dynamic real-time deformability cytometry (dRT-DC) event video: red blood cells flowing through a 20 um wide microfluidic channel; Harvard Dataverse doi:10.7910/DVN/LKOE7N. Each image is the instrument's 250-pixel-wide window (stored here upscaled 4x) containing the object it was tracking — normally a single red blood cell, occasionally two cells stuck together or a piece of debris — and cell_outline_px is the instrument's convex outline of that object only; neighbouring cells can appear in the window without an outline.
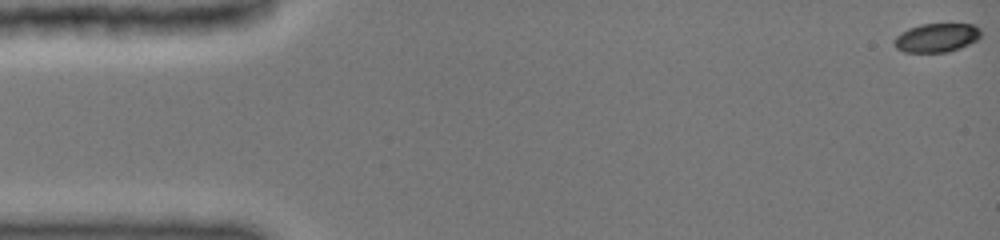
{"species": "common noctule bat (a hibernating species)", "species_latin": "Nyctalus noctula", "temperature_condition": "cold", "stored_images_in_passage": 11, "camera_frame_rate_fps": 3000, "um_per_image_px": 0.085, "animal": {"sex": "female", "body_mass_g": 19.0, "forearm_length_mm": 51.5}, "frame": {"image": 1, "passage_image": 1, "time_ms": 0.0, "image_size_px": [1000, 240], "cell_outline_px": [[980, 36], [976, 40], [960, 48], [944, 52], [904, 52], [896, 48], [896, 36], [908, 28], [920, 24], [972, 24], [980, 28]], "centroid_in_image_um": [79.62, 3.2], "position_along_channel_um": 5.4, "area_um2": 14.33}}
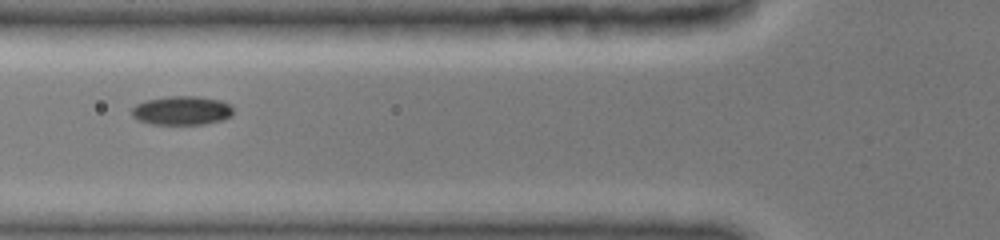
{"frame": {"image": 2, "passage_image": 8, "time_ms": 6.0, "image_size_px": [1000, 240], "cell_outline_px": [[232, 112], [228, 116], [220, 120], [204, 124], [152, 124], [140, 120], [132, 116], [132, 108], [136, 104], [148, 100], [172, 96], [196, 96], [220, 100], [228, 104], [232, 108]], "centroid_in_image_um": [15.43, 9.39], "position_along_channel_um": 110.4, "area_um2": 16.7}}
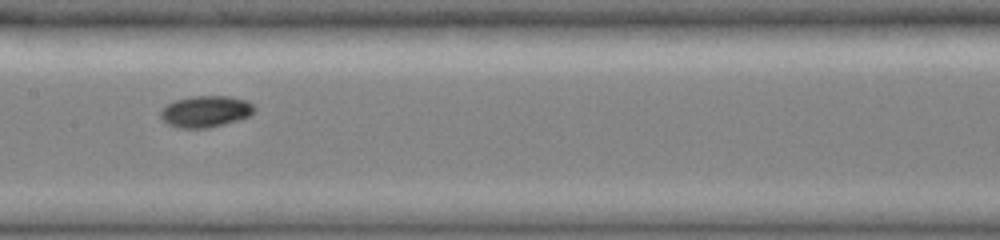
{"frame": {"image": 3, "passage_image": 10, "time_ms": 8.0, "image_size_px": [1000, 240], "cell_outline_px": [[252, 112], [248, 116], [224, 124], [208, 128], [180, 128], [168, 124], [160, 116], [160, 112], [168, 104], [176, 100], [196, 96], [228, 96], [244, 100], [252, 104]], "centroid_in_image_um": [17.44, 9.48], "position_along_channel_um": 190.0, "area_um2": 16.7}}